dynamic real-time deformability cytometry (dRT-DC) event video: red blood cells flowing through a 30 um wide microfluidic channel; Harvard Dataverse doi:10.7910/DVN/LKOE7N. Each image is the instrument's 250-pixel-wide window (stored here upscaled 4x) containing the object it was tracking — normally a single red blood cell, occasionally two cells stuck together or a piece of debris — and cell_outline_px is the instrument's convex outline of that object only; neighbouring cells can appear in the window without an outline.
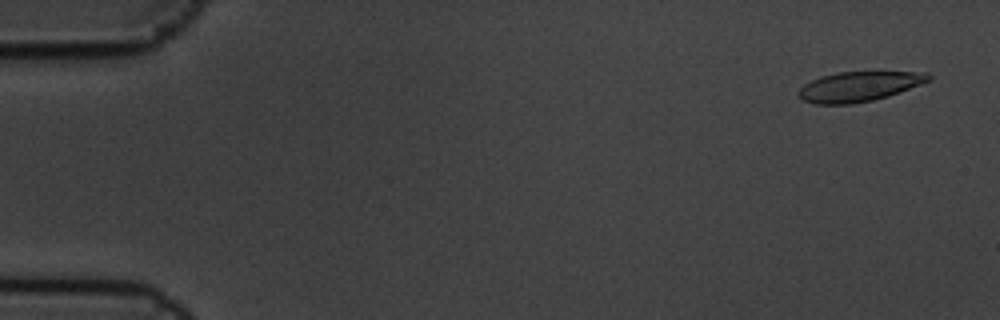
{"species": "common noctule bat (a hibernating species)", "species_latin": "Nyctalus noctula", "temperature_condition": "cold", "stored_images_in_passage": 3, "camera_frame_rate_fps": 3000, "um_per_image_px": 0.085, "animal": {"sex": "male", "body_mass_g": 19.5, "forearm_length_mm": 54.6}, "frame": {"image": 1, "passage_image": 1, "time_ms": 0.0, "image_size_px": [1000, 320], "cell_outline_px": [[932, 80], [888, 96], [872, 100], [852, 104], [816, 104], [800, 100], [796, 92], [804, 84], [820, 76], [840, 72], [928, 72], [932, 76]], "centroid_in_image_um": [72.99, 7.35], "position_along_channel_um": 12.0, "area_um2": 22.72}}